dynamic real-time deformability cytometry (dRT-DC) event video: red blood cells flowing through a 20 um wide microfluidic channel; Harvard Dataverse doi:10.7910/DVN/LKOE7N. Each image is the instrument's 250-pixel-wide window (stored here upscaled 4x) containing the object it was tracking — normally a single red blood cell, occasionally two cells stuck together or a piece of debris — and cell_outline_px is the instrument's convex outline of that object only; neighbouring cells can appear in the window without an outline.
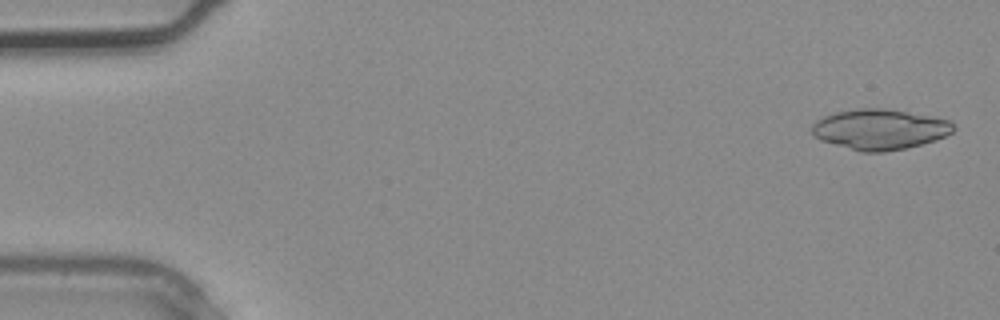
{"species": "common noctule bat (a hibernating species)", "species_latin": "Nyctalus noctula", "temperature_condition": "warm", "stored_images_in_passage": 5, "camera_frame_rate_fps": 3000, "um_per_image_px": 0.085, "animal": {"sex": "male", "body_mass_g": 20.4}, "frame": {"image": 1, "passage_image": 1, "time_ms": 0.0, "image_size_px": [1000, 320], "cell_outline_px": [[956, 128], [952, 132], [936, 140], [908, 148], [884, 152], [860, 152], [820, 140], [812, 136], [812, 124], [816, 120], [824, 116], [836, 112], [856, 108], [884, 108], [908, 112], [952, 120]], "centroid_in_image_um": [74.78, 11.0], "position_along_channel_um": 10.2, "area_um2": 33.64}}